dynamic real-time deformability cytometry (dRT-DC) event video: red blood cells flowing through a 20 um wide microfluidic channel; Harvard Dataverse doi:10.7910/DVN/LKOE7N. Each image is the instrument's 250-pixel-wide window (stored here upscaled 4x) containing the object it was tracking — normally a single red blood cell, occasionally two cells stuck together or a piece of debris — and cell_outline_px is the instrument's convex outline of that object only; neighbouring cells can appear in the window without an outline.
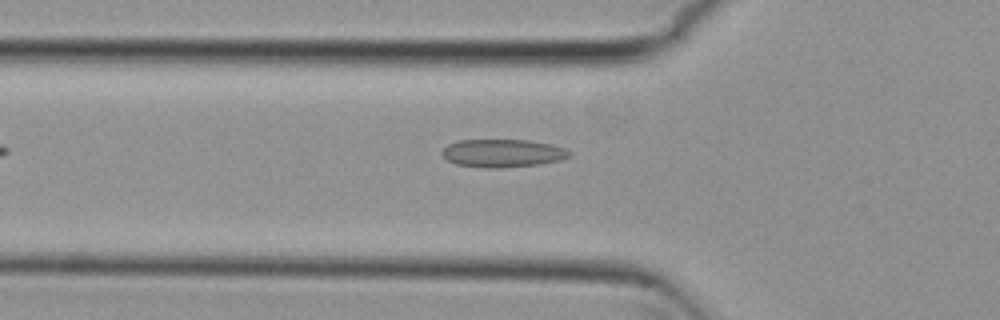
{"species": "common noctule bat (a hibernating species)", "species_latin": "Nyctalus noctula", "temperature_condition": "cold", "stored_images_in_passage": 38, "camera_frame_rate_fps": 3000, "um_per_image_px": 0.085, "animal": {"sex": "female", "body_mass_g": 29.2, "forearm_length_mm": 56.3}, "frame": {"image": 1, "passage_image": 2, "time_ms": 0.333, "image_size_px": [1000, 320], "cell_outline_px": [[572, 152], [568, 156], [560, 160], [536, 164], [496, 168], [484, 168], [456, 164], [448, 160], [440, 152], [448, 144], [456, 140], [528, 140], [552, 144], [564, 148]], "centroid_in_image_um": [42.69, 13.01], "position_along_channel_um": 83.1, "area_um2": 20.63}}
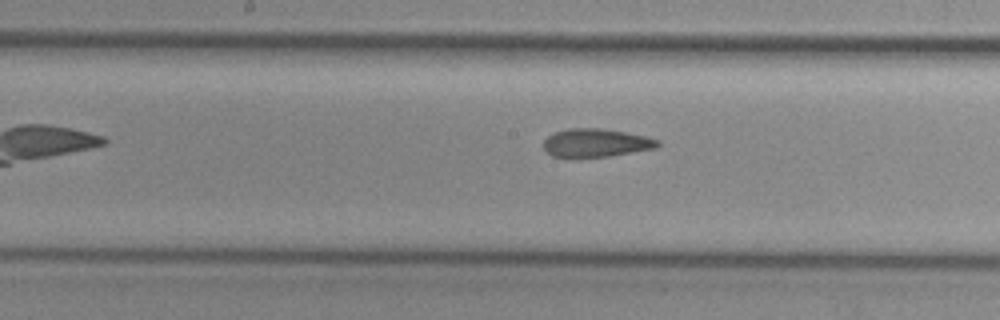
{"frame": {"image": 2, "passage_image": 11, "time_ms": 3.333, "image_size_px": [1000, 320], "cell_outline_px": [[660, 144], [656, 148], [608, 156], [568, 160], [552, 156], [544, 148], [544, 140], [548, 136], [556, 132], [568, 128], [600, 128], [624, 132], [644, 136], [660, 140]], "centroid_in_image_um": [50.6, 12.18], "position_along_channel_um": 197.6, "area_um2": 19.19}}
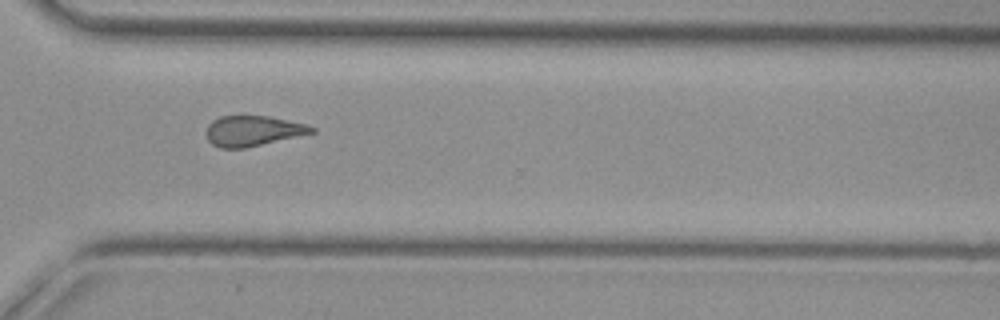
{"frame": {"image": 3, "passage_image": 23, "time_ms": 7.333, "image_size_px": [1000, 320], "cell_outline_px": [[316, 132], [244, 148], [220, 148], [212, 144], [208, 140], [204, 132], [208, 124], [212, 120], [220, 116], [268, 116], [308, 124], [316, 128]], "centroid_in_image_um": [21.47, 11.12], "position_along_channel_um": 349.1, "area_um2": 18.73}, "authors_computed_cell_mechanics": {"area_um2": 19.2474, "velocity_mm_per_s": 3.7968, "shape_relaxation_time_tau1_ms": null, "shape_relaxation_time_tau2_ms": 3.0833, "deformation_change_tau1": null, "deformation_change_tau2": 0.0957}}